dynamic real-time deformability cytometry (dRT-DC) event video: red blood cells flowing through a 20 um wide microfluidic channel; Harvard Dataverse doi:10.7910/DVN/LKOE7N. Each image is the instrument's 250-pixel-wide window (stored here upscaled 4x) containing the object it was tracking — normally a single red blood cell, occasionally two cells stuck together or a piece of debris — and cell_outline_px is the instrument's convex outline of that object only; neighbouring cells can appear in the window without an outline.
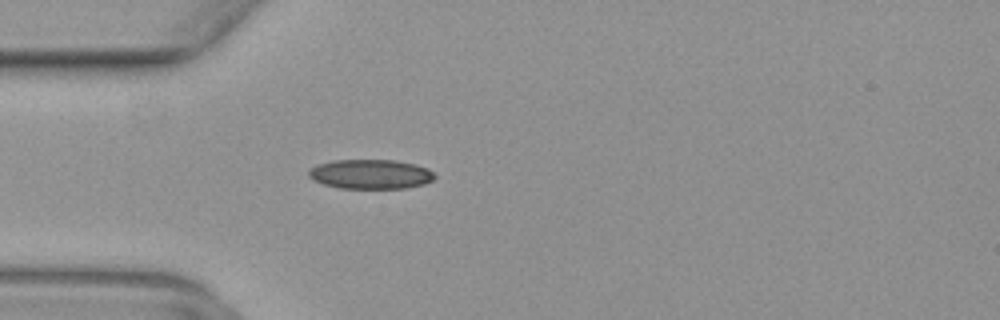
{"species": "common noctule bat (a hibernating species)", "species_latin": "Nyctalus noctula", "temperature_condition": "warm", "stored_images_in_passage": 44, "camera_frame_rate_fps": 3000, "um_per_image_px": 0.085, "animal": {"sex": "female", "body_mass_g": 29.2, "forearm_length_mm": 56.3}, "frame": {"image": 1, "passage_image": 9, "time_ms": 2.667, "image_size_px": [1000, 320], "cell_outline_px": [[436, 176], [432, 180], [424, 184], [404, 188], [340, 188], [324, 184], [312, 180], [308, 176], [308, 168], [316, 164], [332, 160], [392, 160], [416, 164], [428, 168]], "centroid_in_image_um": [31.45, 14.79], "position_along_channel_um": 53.5, "area_um2": 21.79}}
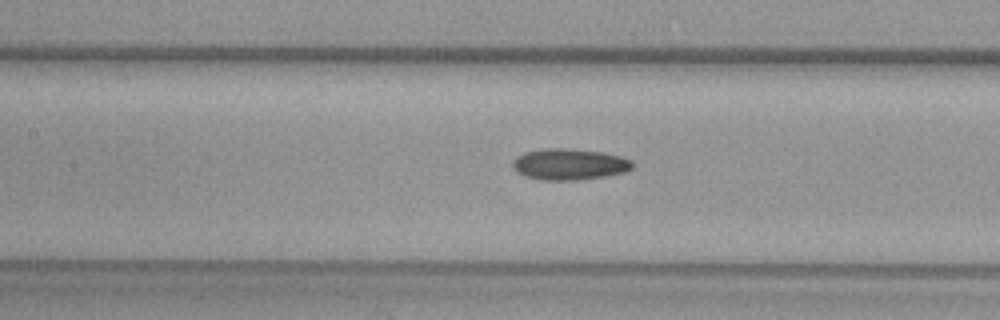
{"frame": {"image": 2, "passage_image": 17, "time_ms": 5.333, "image_size_px": [1000, 320], "cell_outline_px": [[632, 168], [624, 172], [604, 176], [580, 180], [540, 180], [524, 176], [516, 172], [512, 168], [512, 160], [516, 156], [524, 152], [548, 148], [560, 148], [604, 152], [620, 156], [632, 160]], "centroid_in_image_um": [48.34, 13.97], "position_along_channel_um": 159.1, "area_um2": 21.91}}
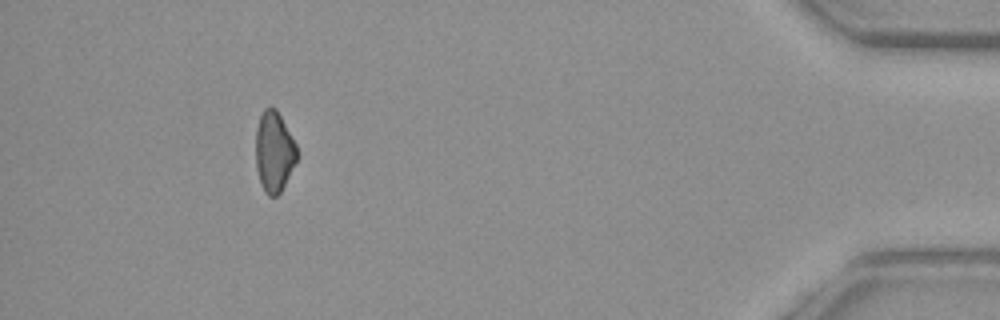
{"frame": {"image": 3, "passage_image": 40, "time_ms": 13.0, "image_size_px": [1000, 320], "cell_outline_px": [[296, 160], [280, 192], [276, 196], [268, 196], [264, 192], [260, 184], [256, 168], [256, 128], [260, 116], [264, 108], [276, 108], [296, 144]], "centroid_in_image_um": [23.26, 12.9], "position_along_channel_um": 411.9, "area_um2": 19.07}}